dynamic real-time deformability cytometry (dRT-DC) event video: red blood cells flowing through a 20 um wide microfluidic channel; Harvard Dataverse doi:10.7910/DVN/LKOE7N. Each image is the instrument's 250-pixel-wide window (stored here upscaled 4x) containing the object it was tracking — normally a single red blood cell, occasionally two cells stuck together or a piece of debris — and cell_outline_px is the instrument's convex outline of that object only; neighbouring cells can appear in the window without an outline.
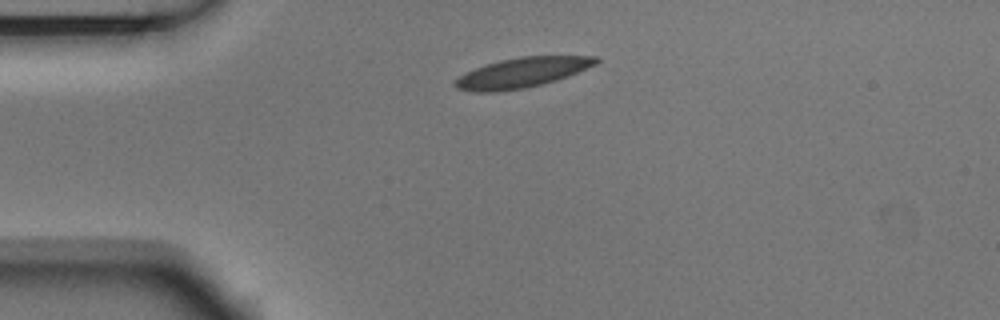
{"species": "Egyptian fruit bat (a non-hibernating species)", "species_latin": "Rousettus aegyptiacus", "temperature_condition": "room temperature", "stored_images_in_passage": 2, "camera_frame_rate_fps": 3000, "um_per_image_px": 0.085, "animal": {"sex": "male"}, "frame": {"image": 1, "passage_image": 1, "time_ms": 0.0, "image_size_px": [1000, 320], "cell_outline_px": [[600, 60], [596, 64], [556, 80], [524, 88], [496, 92], [476, 92], [456, 88], [452, 84], [464, 72], [500, 60], [520, 56], [600, 56]], "centroid_in_image_um": [44.35, 6.17], "position_along_channel_um": 40.6, "area_um2": 24.33}}